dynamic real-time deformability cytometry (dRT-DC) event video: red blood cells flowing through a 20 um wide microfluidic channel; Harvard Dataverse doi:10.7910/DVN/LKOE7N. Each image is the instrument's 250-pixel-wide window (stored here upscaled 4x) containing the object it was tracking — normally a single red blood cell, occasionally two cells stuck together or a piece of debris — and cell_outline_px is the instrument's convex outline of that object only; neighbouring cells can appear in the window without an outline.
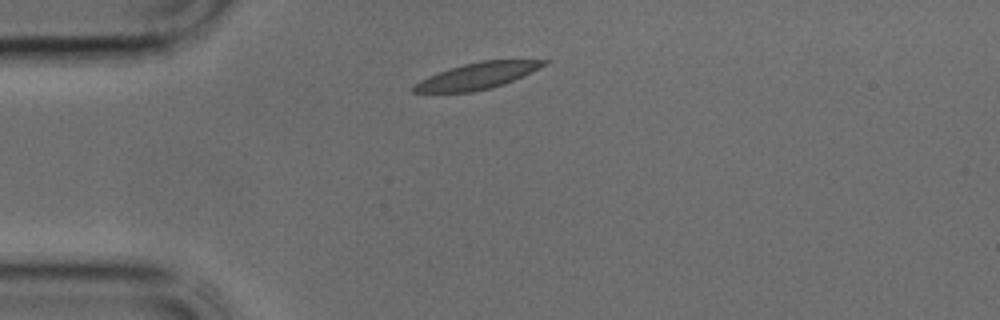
{"species": "common noctule bat (a hibernating species)", "species_latin": "Nyctalus noctula", "temperature_condition": "cold", "stored_images_in_passage": 30, "camera_frame_rate_fps": 3000, "um_per_image_px": 0.085, "animal": {"sex": "male", "body_mass_g": 17.9, "forearm_length_mm": 54.2}, "frame": {"image": 1, "passage_image": 1, "time_ms": 0.0, "image_size_px": [1000, 320], "cell_outline_px": [[552, 60], [548, 64], [532, 72], [504, 84], [472, 92], [412, 92], [412, 84], [428, 76], [464, 64], [480, 60]], "centroid_in_image_um": [40.59, 6.44], "position_along_channel_um": 44.4, "area_um2": 19.83}}
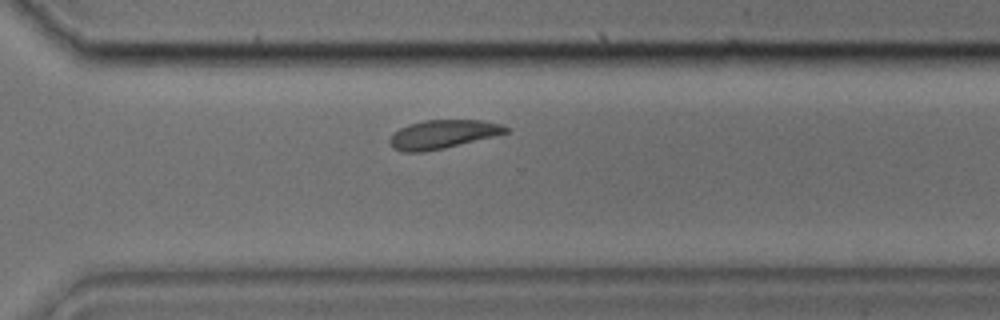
{"frame": {"image": 2, "passage_image": 19, "time_ms": 6.0, "image_size_px": [1000, 320], "cell_outline_px": [[508, 132], [496, 136], [444, 148], [420, 152], [404, 152], [392, 148], [388, 140], [400, 128], [408, 124], [424, 120], [480, 120], [500, 124], [508, 128]], "centroid_in_image_um": [37.63, 11.41], "position_along_channel_um": 333.0, "area_um2": 19.25}}
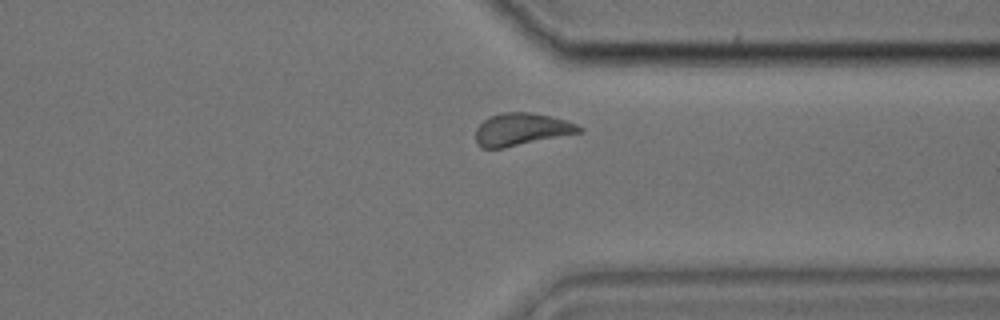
{"frame": {"image": 3, "passage_image": 21, "time_ms": 6.667, "image_size_px": [1000, 320], "cell_outline_px": [[584, 132], [504, 148], [480, 148], [476, 144], [476, 128], [488, 116], [500, 112], [528, 112], [548, 116], [564, 120], [576, 124], [584, 128]], "centroid_in_image_um": [44.31, 11.0], "position_along_channel_um": 367.1, "area_um2": 19.71}}